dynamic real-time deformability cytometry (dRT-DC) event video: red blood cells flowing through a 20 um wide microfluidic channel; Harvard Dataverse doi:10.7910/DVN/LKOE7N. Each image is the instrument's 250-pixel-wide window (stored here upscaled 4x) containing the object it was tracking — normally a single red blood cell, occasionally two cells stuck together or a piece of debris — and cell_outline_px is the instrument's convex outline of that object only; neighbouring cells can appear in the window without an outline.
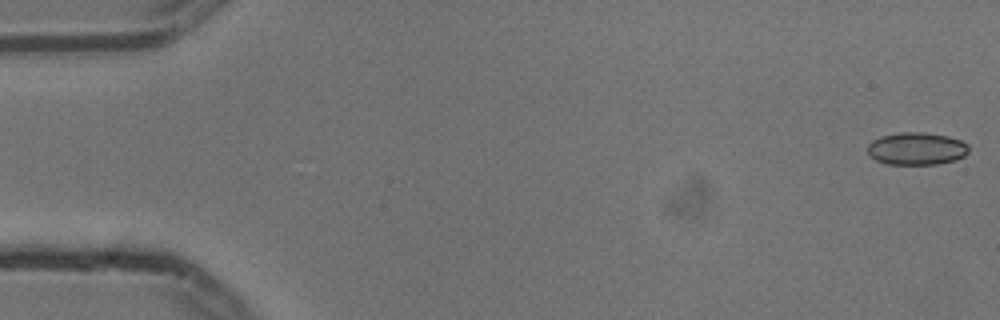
{"species": "common noctule bat (a hibernating species)", "species_latin": "Nyctalus noctula", "temperature_condition": "cold", "stored_images_in_passage": 46, "camera_frame_rate_fps": 3000, "um_per_image_px": 0.085, "animal": {"sex": "male", "body_mass_g": 13.3}, "frame": {"image": 1, "passage_image": 1, "time_ms": 0.0, "image_size_px": [1000, 320], "cell_outline_px": [[968, 152], [964, 156], [956, 160], [936, 164], [888, 164], [876, 160], [868, 152], [868, 144], [872, 140], [880, 136], [900, 132], [924, 132], [948, 136], [960, 140], [968, 144]], "centroid_in_image_um": [77.92, 12.63], "position_along_channel_um": 7.1, "area_um2": 19.19}}
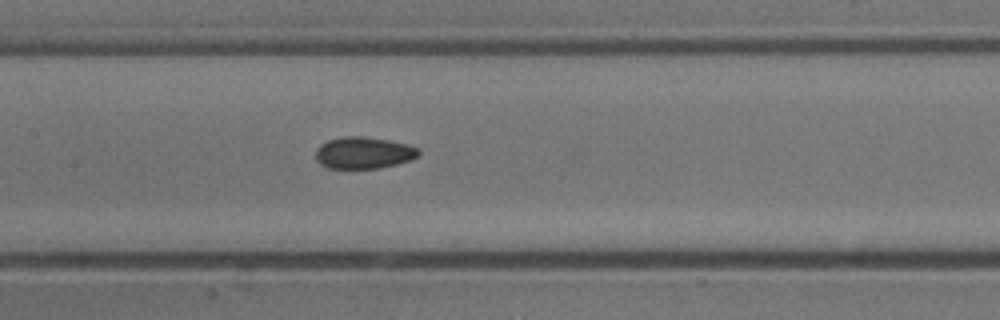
{"frame": {"image": 2, "passage_image": 26, "time_ms": 8.333, "image_size_px": [1000, 320], "cell_outline_px": [[420, 156], [412, 160], [380, 168], [328, 168], [320, 164], [316, 160], [316, 148], [320, 144], [328, 140], [340, 136], [364, 136], [388, 140], [408, 144], [420, 148]], "centroid_in_image_um": [30.93, 12.98], "position_along_channel_um": 176.5, "area_um2": 19.36}}
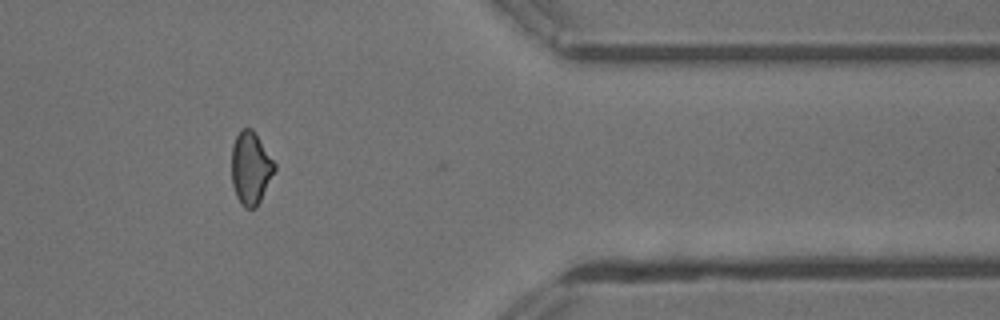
{"frame": {"image": 3, "passage_image": 45, "time_ms": 14.667, "image_size_px": [1000, 320], "cell_outline_px": [[276, 168], [256, 208], [244, 208], [240, 204], [236, 196], [232, 184], [232, 144], [240, 128], [252, 128], [276, 164]], "centroid_in_image_um": [21.29, 14.28], "position_along_channel_um": 390.1, "area_um2": 18.15}, "authors_computed_cell_mechanics": {"area_um2": 19.363, "velocity_mm_per_s": 3.7434, "shape_relaxation_time_tau1_ms": 10.9616, "shape_relaxation_time_tau2_ms": 2.5598, "deformation_change_tau1": 0.1228, "deformation_change_tau2": 0.0748}}